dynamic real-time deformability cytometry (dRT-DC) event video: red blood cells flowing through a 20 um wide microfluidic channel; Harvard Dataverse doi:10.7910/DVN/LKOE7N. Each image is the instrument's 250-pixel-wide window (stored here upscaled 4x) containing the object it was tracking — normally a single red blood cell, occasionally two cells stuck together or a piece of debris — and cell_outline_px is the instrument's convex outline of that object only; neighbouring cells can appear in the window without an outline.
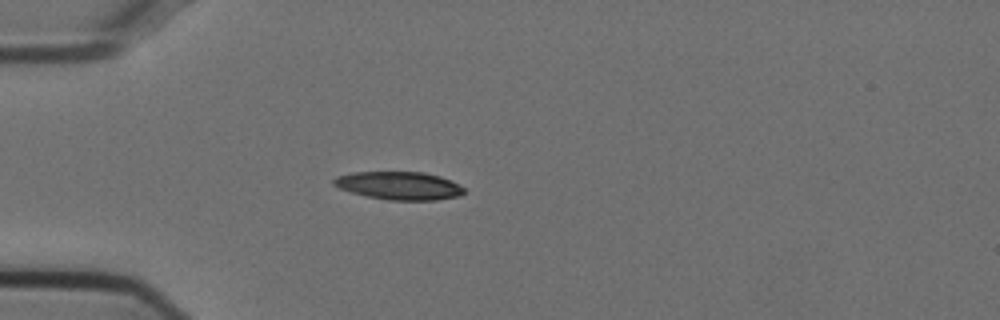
{"species": "Egyptian fruit bat (a non-hibernating species)", "species_latin": "Rousettus aegyptiacus", "temperature_condition": "cold", "stored_images_in_passage": 40, "camera_frame_rate_fps": 3000, "um_per_image_px": 0.085, "animal": {"sex": "female"}, "frame": {"image": 1, "passage_image": 1, "time_ms": 0.0, "image_size_px": [1000, 320], "cell_outline_px": [[464, 192], [460, 196], [436, 200], [388, 200], [368, 196], [352, 192], [340, 188], [332, 184], [332, 180], [336, 176], [352, 172], [424, 172], [440, 176], [460, 184], [464, 188]], "centroid_in_image_um": [33.94, 15.77], "position_along_channel_um": 51.1, "area_um2": 21.33}}
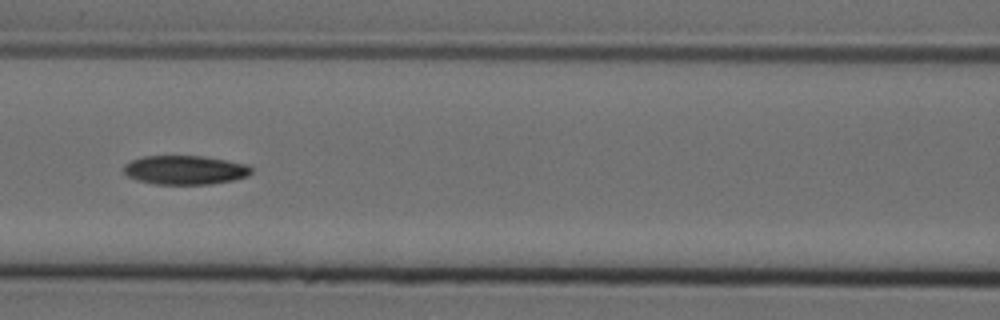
{"frame": {"image": 2, "passage_image": 10, "time_ms": 3.0, "image_size_px": [1000, 320], "cell_outline_px": [[252, 172], [248, 176], [232, 180], [208, 184], [152, 184], [136, 180], [128, 176], [124, 172], [124, 164], [132, 160], [144, 156], [204, 156], [248, 164], [252, 168]], "centroid_in_image_um": [15.73, 14.45], "position_along_channel_um": 150.9, "area_um2": 21.62}}
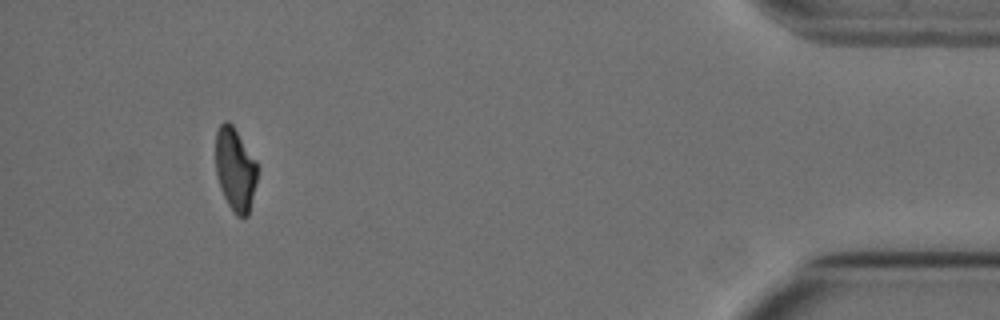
{"frame": {"image": 3, "passage_image": 36, "time_ms": 11.667, "image_size_px": [1000, 320], "cell_outline_px": [[260, 168], [248, 216], [244, 220], [236, 216], [232, 212], [220, 188], [216, 176], [216, 132], [220, 124], [224, 120], [228, 120], [232, 124], [256, 160]], "centroid_in_image_um": [20.01, 14.43], "position_along_channel_um": 415.2, "area_um2": 20.75}, "authors_computed_cell_mechanics": {"area_um2": 21.8484, "velocity_mm_per_s": 3.7664, "shape_relaxation_time_tau1_ms": 7.4156, "shape_relaxation_time_tau2_ms": null, "deformation_change_tau1": 0.1928, "deformation_change_tau2": null}}